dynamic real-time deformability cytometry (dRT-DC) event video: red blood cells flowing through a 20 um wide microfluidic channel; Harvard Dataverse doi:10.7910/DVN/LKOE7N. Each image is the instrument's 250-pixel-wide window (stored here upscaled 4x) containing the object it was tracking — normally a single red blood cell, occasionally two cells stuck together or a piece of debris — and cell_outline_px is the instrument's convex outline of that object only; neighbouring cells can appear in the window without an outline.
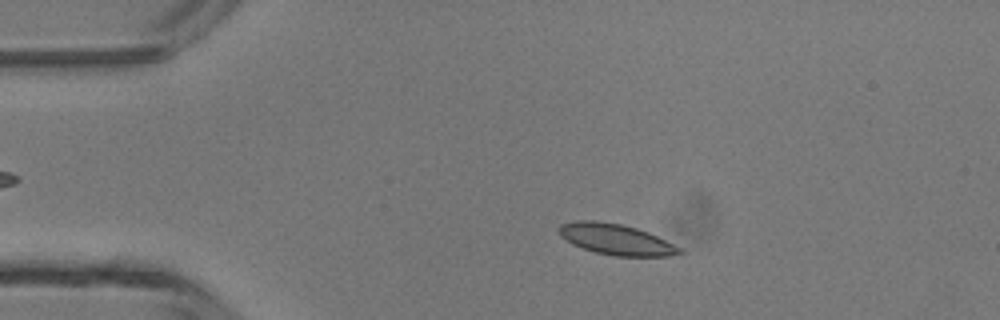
{"species": "common noctule bat (a hibernating species)", "species_latin": "Nyctalus noctula", "temperature_condition": "room temperature", "stored_images_in_passage": 46, "camera_frame_rate_fps": 3000, "um_per_image_px": 0.085, "animal": {"sex": "male", "body_mass_g": 13.3}, "frame": {"image": 1, "passage_image": 8, "time_ms": 2.333, "image_size_px": [1000, 320], "cell_outline_px": [[684, 252], [668, 256], [612, 256], [596, 252], [572, 244], [560, 236], [556, 228], [560, 224], [576, 220], [596, 220], [620, 224], [636, 228], [648, 232], [680, 248]], "centroid_in_image_um": [52.29, 20.33], "position_along_channel_um": 32.7, "area_um2": 21.56}}
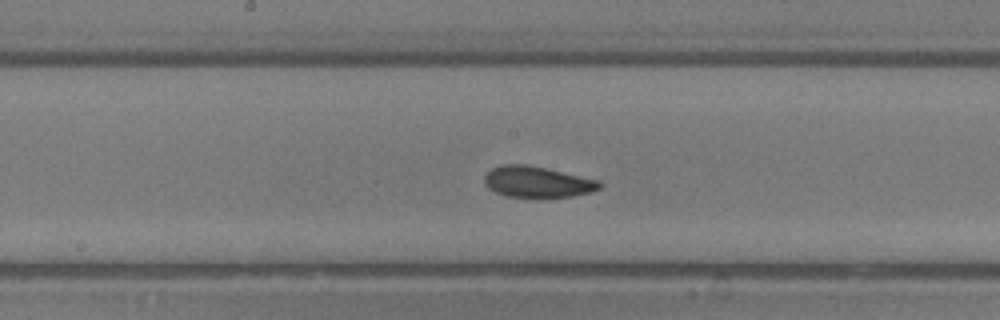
{"frame": {"image": 2, "passage_image": 23, "time_ms": 7.333, "image_size_px": [1000, 320], "cell_outline_px": [[604, 184], [600, 188], [588, 192], [572, 196], [544, 200], [532, 200], [504, 196], [488, 188], [484, 184], [484, 176], [492, 168], [500, 164], [528, 164], [600, 180]], "centroid_in_image_um": [45.66, 15.51], "position_along_channel_um": 202.5, "area_um2": 21.85}}
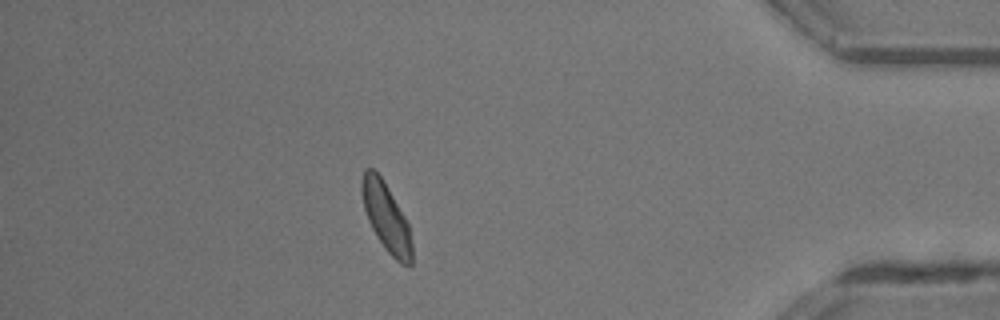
{"frame": {"image": 3, "passage_image": 40, "time_ms": 13.0, "image_size_px": [1000, 320], "cell_outline_px": [[412, 264], [400, 264], [384, 248], [372, 228], [368, 220], [364, 208], [360, 188], [360, 180], [364, 168], [372, 168], [380, 176], [408, 220], [412, 244]], "centroid_in_image_um": [32.82, 18.45], "position_along_channel_um": 402.4, "area_um2": 20.06}, "authors_computed_cell_mechanics": {"area_um2": 20.808, "velocity_mm_per_s": 4.3327, "shape_relaxation_time_tau1_ms": 2.4359, "shape_relaxation_time_tau2_ms": 1.9254, "deformation_change_tau1": 0.0878, "deformation_change_tau2": 0.054}}